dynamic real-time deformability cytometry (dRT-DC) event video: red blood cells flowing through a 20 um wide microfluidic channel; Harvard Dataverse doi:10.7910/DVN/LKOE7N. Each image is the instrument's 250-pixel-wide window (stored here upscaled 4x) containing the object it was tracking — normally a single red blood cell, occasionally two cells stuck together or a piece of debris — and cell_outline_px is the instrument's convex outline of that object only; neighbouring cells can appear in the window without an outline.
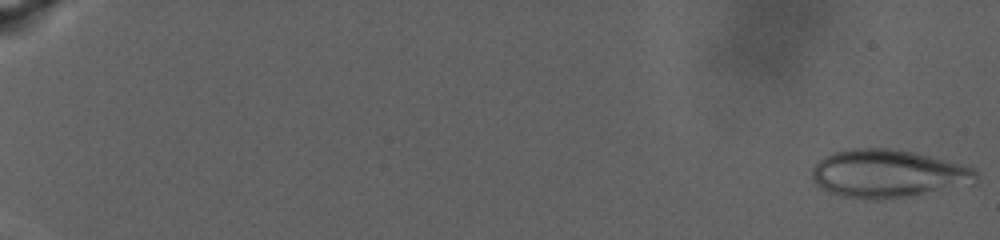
{"species": "human", "species_latin": "Homo sapiens", "temperature_condition": "warm", "stored_images_in_passage": 91, "camera_frame_rate_fps": 3000, "um_per_image_px": 0.085, "donor": {"sex": "male"}, "frame": {"image": 1, "passage_image": 1, "time_ms": 0.0, "image_size_px": [1000, 240], "cell_outline_px": [[976, 184], [876, 200], [840, 196], [820, 188], [812, 180], [812, 168], [820, 160], [836, 152], [852, 148], [892, 148], [912, 152], [928, 156], [972, 168], [976, 172]], "centroid_in_image_um": [75.42, 14.76], "position_along_channel_um": 9.6, "area_um2": 45.08}}
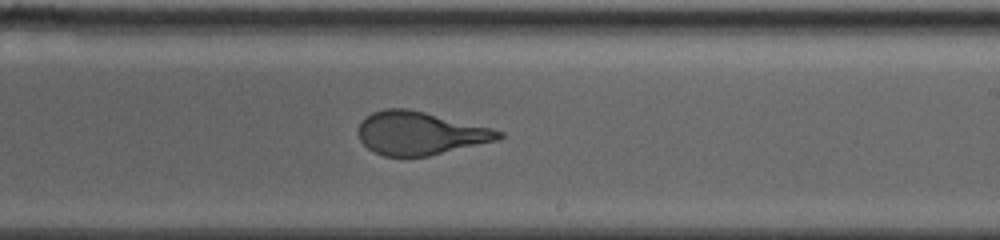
{"frame": {"image": 2, "passage_image": 60, "time_ms": 19.667, "image_size_px": [1000, 240], "cell_outline_px": [[504, 136], [496, 140], [428, 156], [384, 156], [368, 148], [360, 140], [360, 124], [364, 116], [372, 112], [384, 108], [408, 108], [492, 128], [504, 132]], "centroid_in_image_um": [35.69, 11.31], "position_along_channel_um": 253.3, "area_um2": 34.97}}
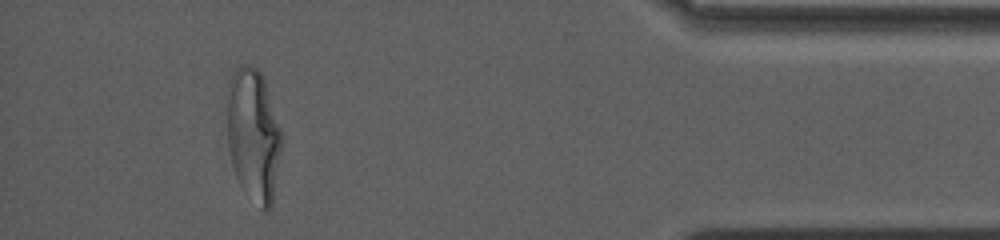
{"frame": {"image": 3, "passage_image": 85, "time_ms": 28.0, "image_size_px": [1000, 240], "cell_outline_px": [[280, 148], [272, 208], [264, 212], [260, 208], [240, 184], [236, 176], [232, 164], [228, 148], [228, 80], [232, 68], [240, 64], [252, 64], [264, 76], [280, 128]], "centroid_in_image_um": [21.52, 11.4], "position_along_channel_um": 413.7, "area_um2": 42.08}}